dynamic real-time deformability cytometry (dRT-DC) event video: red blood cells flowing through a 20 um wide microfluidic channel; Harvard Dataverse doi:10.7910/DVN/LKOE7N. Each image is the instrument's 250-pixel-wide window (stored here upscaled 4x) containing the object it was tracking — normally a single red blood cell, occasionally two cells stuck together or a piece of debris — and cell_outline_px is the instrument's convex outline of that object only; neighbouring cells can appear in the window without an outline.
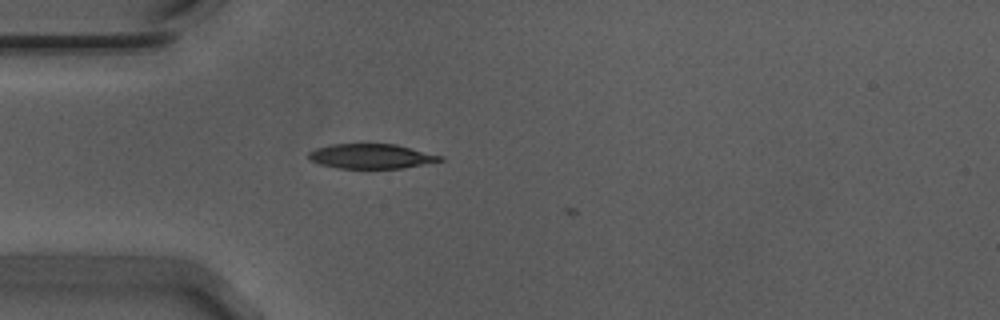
{"species": "Egyptian fruit bat (a non-hibernating species)", "species_latin": "Rousettus aegyptiacus", "temperature_condition": "warm", "stored_images_in_passage": 4, "camera_frame_rate_fps": 3000, "um_per_image_px": 0.085, "animal": {"sex": "male"}, "frame": {"image": 1, "passage_image": 3, "time_ms": 0.667, "image_size_px": [1000, 320], "cell_outline_px": [[444, 160], [400, 168], [340, 168], [320, 164], [312, 160], [308, 156], [308, 152], [316, 148], [332, 144], [396, 144], [444, 156]], "centroid_in_image_um": [31.57, 13.27], "position_along_channel_um": 53.4, "area_um2": 18.73}}